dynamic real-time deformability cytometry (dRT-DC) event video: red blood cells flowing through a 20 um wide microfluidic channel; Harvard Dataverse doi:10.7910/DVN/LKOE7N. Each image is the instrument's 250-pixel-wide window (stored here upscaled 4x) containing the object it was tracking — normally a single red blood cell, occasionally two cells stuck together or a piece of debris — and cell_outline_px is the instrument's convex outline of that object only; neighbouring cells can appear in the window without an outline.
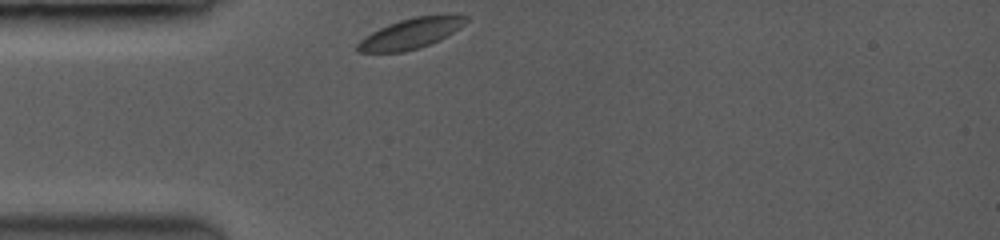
{"species": "common noctule bat (a hibernating species)", "species_latin": "Nyctalus noctula", "temperature_condition": "room temperature", "stored_images_in_passage": 5, "camera_frame_rate_fps": 3500, "um_per_image_px": 0.085, "animal": {"sex": "female", "body_mass_g": 19.0, "forearm_length_mm": 53.3}, "frame": {"image": 1, "passage_image": 1, "time_ms": 0.0, "image_size_px": [1000, 240], "cell_outline_px": [[472, 16], [460, 28], [440, 40], [404, 52], [356, 52], [356, 44], [364, 36], [388, 24], [400, 20], [416, 16]], "centroid_in_image_um": [34.87, 2.86], "position_along_channel_um": 50.1, "area_um2": 18.84}}